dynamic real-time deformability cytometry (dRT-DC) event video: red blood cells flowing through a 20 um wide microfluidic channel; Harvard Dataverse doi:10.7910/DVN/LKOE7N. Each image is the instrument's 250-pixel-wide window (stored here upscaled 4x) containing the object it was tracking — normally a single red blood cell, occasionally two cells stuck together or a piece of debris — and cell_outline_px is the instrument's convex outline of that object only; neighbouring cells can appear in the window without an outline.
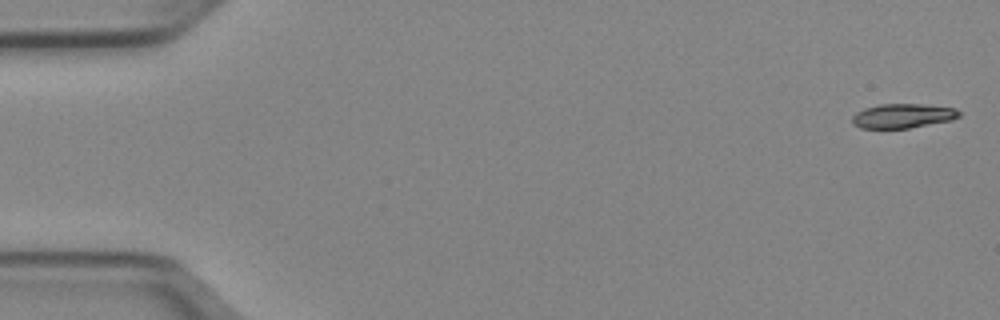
{"species": "Egyptian fruit bat (a non-hibernating species)", "species_latin": "Rousettus aegyptiacus", "temperature_condition": "cold", "stored_images_in_passage": 51, "camera_frame_rate_fps": 3000, "um_per_image_px": 0.085, "animal": {"sex": "female"}, "frame": {"image": 1, "passage_image": 1, "time_ms": 0.0, "image_size_px": [1000, 320], "cell_outline_px": [[960, 116], [952, 120], [908, 128], [860, 128], [852, 124], [852, 116], [856, 112], [864, 108], [880, 104], [920, 104], [956, 108], [960, 112]], "centroid_in_image_um": [76.72, 9.85], "position_along_channel_um": 8.3, "area_um2": 15.2}}
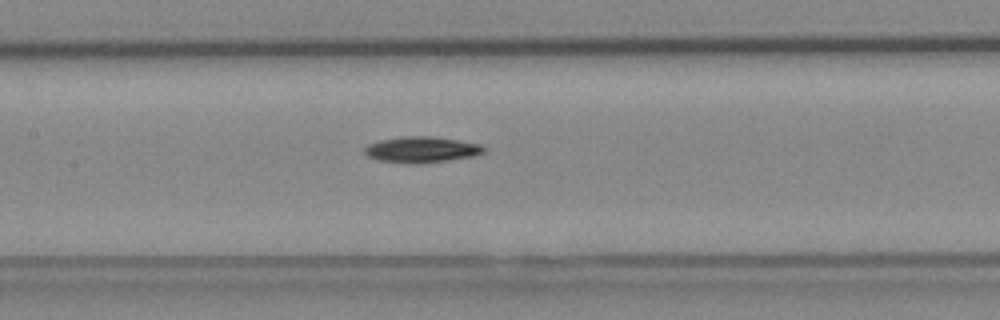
{"frame": {"image": 2, "passage_image": 24, "time_ms": 7.667, "image_size_px": [1000, 320], "cell_outline_px": [[484, 152], [476, 156], [420, 164], [408, 164], [380, 160], [368, 156], [364, 152], [364, 148], [368, 144], [380, 140], [400, 136], [428, 136], [456, 140], [480, 144], [484, 148]], "centroid_in_image_um": [35.81, 12.72], "position_along_channel_um": 171.6, "area_um2": 18.03}}
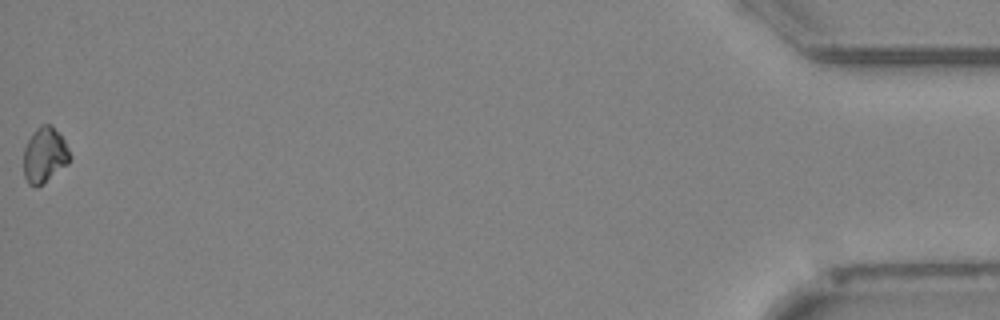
{"frame": {"image": 3, "passage_image": 51, "time_ms": 16.667, "image_size_px": [1000, 320], "cell_outline_px": [[72, 160], [68, 164], [36, 188], [28, 184], [24, 176], [24, 148], [32, 132], [40, 124], [52, 124], [64, 140], [72, 156]], "centroid_in_image_um": [3.8, 13.17], "position_along_channel_um": 431.4, "area_um2": 15.09}, "authors_computed_cell_mechanics": {"area_um2": 16.2996, "velocity_mm_per_s": 3.9673, "shape_relaxation_time_tau1_ms": 2.8295, "shape_relaxation_time_tau2_ms": null, "deformation_change_tau1": 0.0771, "deformation_change_tau2": null}}